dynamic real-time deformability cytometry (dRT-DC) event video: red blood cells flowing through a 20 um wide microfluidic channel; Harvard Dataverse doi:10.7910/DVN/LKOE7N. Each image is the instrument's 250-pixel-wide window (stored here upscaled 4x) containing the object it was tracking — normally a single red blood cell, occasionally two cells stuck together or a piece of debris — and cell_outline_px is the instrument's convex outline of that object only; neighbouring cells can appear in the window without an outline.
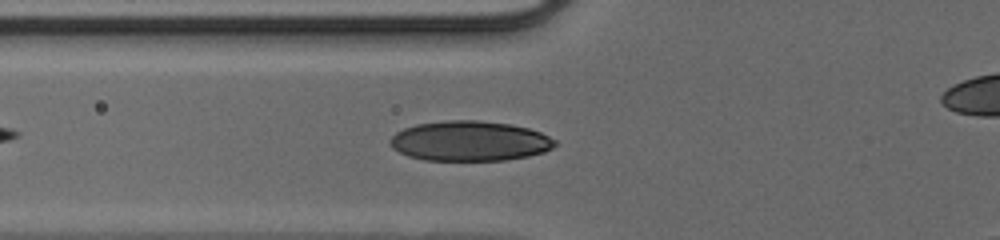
{"species": "human", "species_latin": "Homo sapiens", "temperature_condition": "cold", "stored_images_in_passage": 36, "camera_frame_rate_fps": 3000, "um_per_image_px": 0.085, "donor": {"sex": "male"}, "frame": {"image": 1, "passage_image": 9, "time_ms": 2.667, "image_size_px": [1000, 240], "cell_outline_px": [[556, 144], [552, 148], [544, 152], [528, 156], [504, 160], [424, 160], [408, 156], [392, 148], [388, 140], [396, 132], [404, 128], [416, 124], [444, 120], [480, 120], [512, 124], [528, 128], [540, 132], [556, 140]], "centroid_in_image_um": [39.91, 11.98], "position_along_channel_um": 85.9, "area_um2": 38.61}}
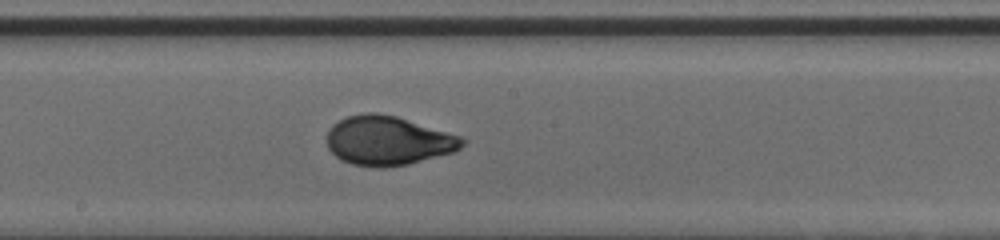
{"frame": {"image": 2, "passage_image": 18, "time_ms": 5.667, "image_size_px": [1000, 240], "cell_outline_px": [[468, 140], [460, 148], [452, 152], [408, 164], [384, 168], [352, 164], [340, 160], [328, 148], [328, 132], [332, 124], [348, 116], [368, 112], [376, 112], [396, 116], [460, 136]], "centroid_in_image_um": [32.98, 11.95], "position_along_channel_um": 215.2, "area_um2": 38.55}}
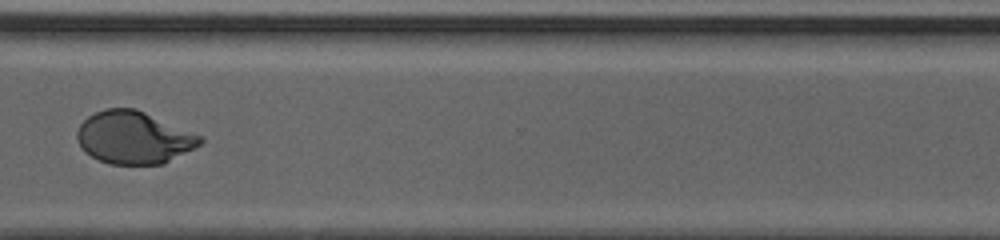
{"frame": {"image": 3, "passage_image": 28, "time_ms": 9.0, "image_size_px": [1000, 240], "cell_outline_px": [[204, 140], [200, 144], [164, 164], [112, 164], [100, 160], [92, 156], [80, 144], [76, 136], [76, 132], [80, 124], [88, 116], [96, 112], [108, 108], [136, 108], [204, 136]], "centroid_in_image_um": [11.4, 11.68], "position_along_channel_um": 359.2, "area_um2": 37.45}}